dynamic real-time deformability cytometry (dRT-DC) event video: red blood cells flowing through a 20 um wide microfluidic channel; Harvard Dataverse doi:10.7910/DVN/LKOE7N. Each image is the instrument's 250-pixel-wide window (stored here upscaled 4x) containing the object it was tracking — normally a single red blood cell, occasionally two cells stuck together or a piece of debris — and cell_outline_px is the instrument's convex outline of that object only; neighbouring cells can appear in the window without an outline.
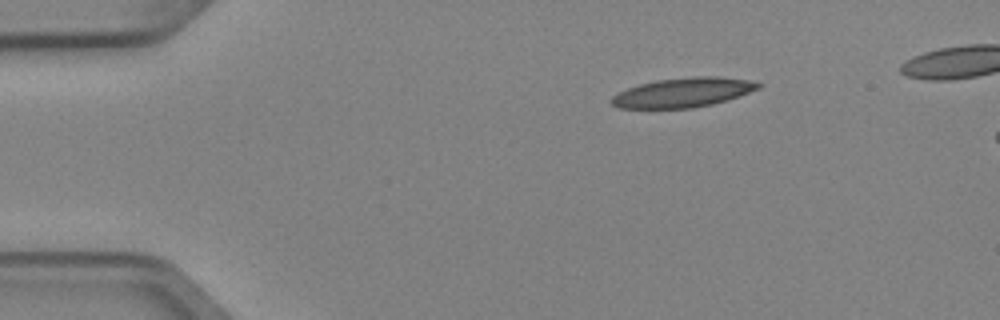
{"species": "Egyptian fruit bat (a non-hibernating species)", "species_latin": "Rousettus aegyptiacus", "temperature_condition": "cold", "stored_images_in_passage": 3, "camera_frame_rate_fps": 3000, "um_per_image_px": 0.085, "animal": {"sex": "female"}, "frame": {"image": 1, "passage_image": 1, "time_ms": 0.0, "image_size_px": [1000, 320], "cell_outline_px": [[764, 84], [760, 88], [728, 100], [712, 104], [692, 108], [620, 108], [612, 104], [608, 100], [612, 96], [628, 88], [640, 84], [656, 80], [692, 76], [716, 76], [748, 80]], "centroid_in_image_um": [58.07, 7.86], "position_along_channel_um": 26.9, "area_um2": 25.2}}